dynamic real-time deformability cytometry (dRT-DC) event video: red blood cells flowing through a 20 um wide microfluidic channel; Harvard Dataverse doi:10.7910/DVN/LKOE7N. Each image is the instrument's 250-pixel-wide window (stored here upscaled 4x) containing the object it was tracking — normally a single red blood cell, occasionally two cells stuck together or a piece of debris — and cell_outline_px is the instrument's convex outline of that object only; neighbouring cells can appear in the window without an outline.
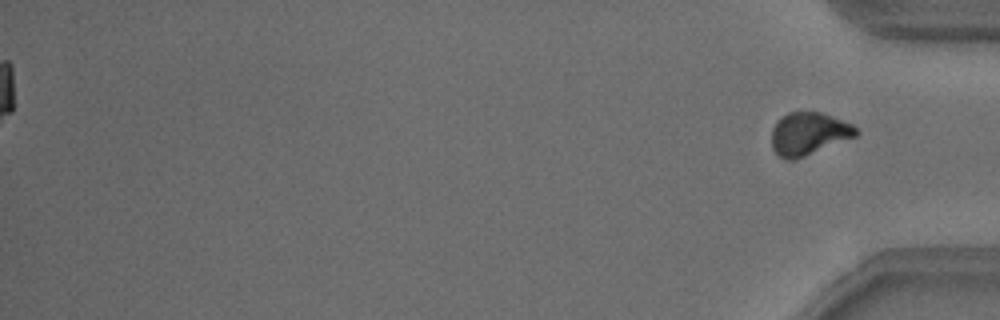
{"species": "common noctule bat (a hibernating species)", "species_latin": "Nyctalus noctula", "temperature_condition": "warm", "stored_images_in_passage": 53, "segment_of_instrument_passage": [2, 2], "camera_frame_rate_fps": 3000, "um_per_image_px": 0.085, "animal": {"sex": "male", "body_mass_g": 18.8}, "frame": {"image": 1, "passage_image": 53, "time_ms": 17.333, "image_size_px": [1000, 320], "cell_outline_px": [[856, 136], [804, 156], [792, 160], [784, 160], [772, 148], [772, 128], [788, 112], [820, 112], [832, 116], [852, 124], [856, 128]], "centroid_in_image_um": [68.72, 11.37], "position_along_channel_um": 366.5, "area_um2": 20.52}}